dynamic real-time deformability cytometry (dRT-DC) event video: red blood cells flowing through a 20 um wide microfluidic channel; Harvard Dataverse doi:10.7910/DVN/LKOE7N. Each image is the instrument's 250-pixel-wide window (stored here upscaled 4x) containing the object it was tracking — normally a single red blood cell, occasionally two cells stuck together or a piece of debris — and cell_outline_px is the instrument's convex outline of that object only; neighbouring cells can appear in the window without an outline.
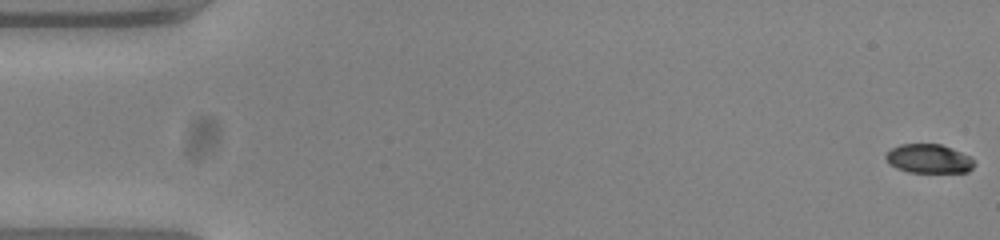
{"species": "common noctule bat (a hibernating species)", "species_latin": "Nyctalus noctula", "temperature_condition": "warm", "stored_images_in_passage": 55, "camera_frame_rate_fps": 3000, "um_per_image_px": 0.085, "animal": {"sex": "female", "body_mass_g": 23.0, "forearm_length_mm": 53.4}, "frame": {"image": 1, "passage_image": 1, "time_ms": 0.0, "image_size_px": [1000, 240], "cell_outline_px": [[976, 164], [968, 172], [908, 172], [896, 168], [888, 164], [884, 156], [892, 148], [900, 144], [940, 144], [952, 148], [968, 156]], "centroid_in_image_um": [78.92, 13.49], "position_along_channel_um": 6.1, "area_um2": 14.91}}
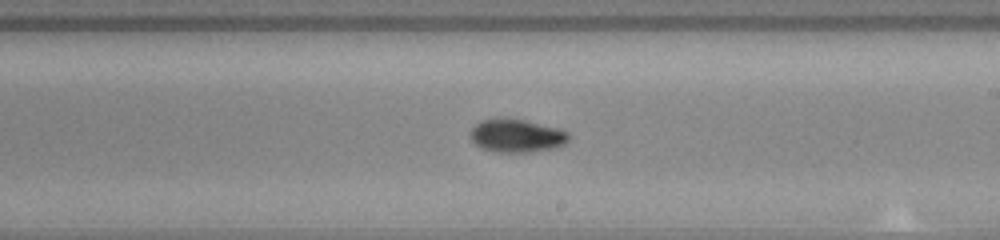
{"frame": {"image": 2, "passage_image": 32, "time_ms": 10.333, "image_size_px": [1000, 240], "cell_outline_px": [[568, 140], [564, 144], [556, 148], [528, 152], [496, 152], [480, 148], [472, 140], [472, 128], [480, 120], [524, 120], [560, 128], [568, 132]], "centroid_in_image_um": [43.95, 11.56], "position_along_channel_um": 245.0, "area_um2": 18.61}}
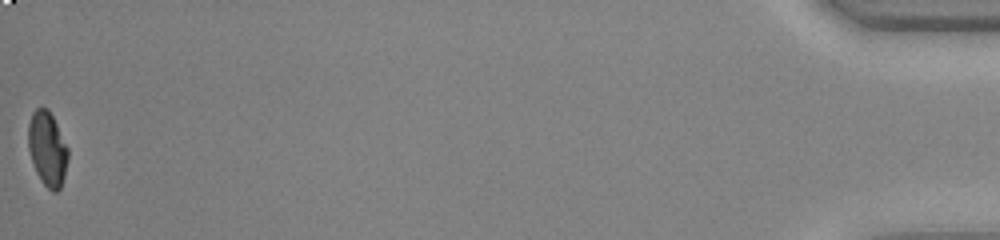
{"frame": {"image": 3, "passage_image": 55, "time_ms": 18.0, "image_size_px": [1000, 240], "cell_outline_px": [[68, 160], [64, 176], [60, 188], [56, 192], [52, 192], [44, 184], [36, 172], [28, 148], [28, 124], [32, 112], [36, 108], [48, 108], [68, 148]], "centroid_in_image_um": [4.02, 12.64], "position_along_channel_um": 431.2, "area_um2": 17.11}, "authors_computed_cell_mechanics": {"area_um2": 17.8602, "velocity_mm_per_s": 3.7729, "shape_relaxation_time_tau1_ms": 8.3515, "shape_relaxation_time_tau2_ms": 2.4476, "deformation_change_tau1": 0.2369, "deformation_change_tau2": 0.0532}}